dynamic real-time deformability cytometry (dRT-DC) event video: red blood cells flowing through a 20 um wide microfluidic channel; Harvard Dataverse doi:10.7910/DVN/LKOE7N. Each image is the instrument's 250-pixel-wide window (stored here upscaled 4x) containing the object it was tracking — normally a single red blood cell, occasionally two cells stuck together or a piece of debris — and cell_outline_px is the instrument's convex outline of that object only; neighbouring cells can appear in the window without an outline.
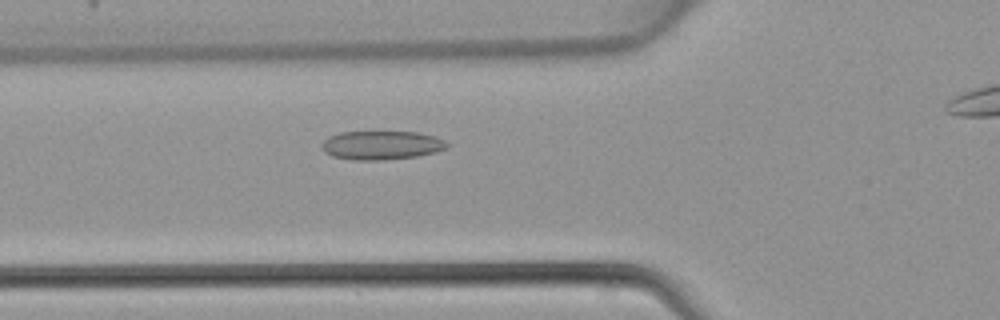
{"species": "common noctule bat (a hibernating species)", "species_latin": "Nyctalus noctula", "temperature_condition": "warm", "stored_images_in_passage": 39, "camera_frame_rate_fps": 3000, "um_per_image_px": 0.085, "animal": {"sex": "female", "body_mass_g": 22.7, "forearm_length_mm": 54.2}, "frame": {"image": 1, "passage_image": 15, "time_ms": 4.667, "image_size_px": [1000, 320], "cell_outline_px": [[448, 148], [436, 152], [416, 156], [384, 160], [352, 160], [332, 156], [324, 152], [320, 144], [328, 136], [340, 132], [416, 132], [436, 136], [444, 140], [448, 144]], "centroid_in_image_um": [32.41, 12.34], "position_along_channel_um": 93.4, "area_um2": 21.15}}
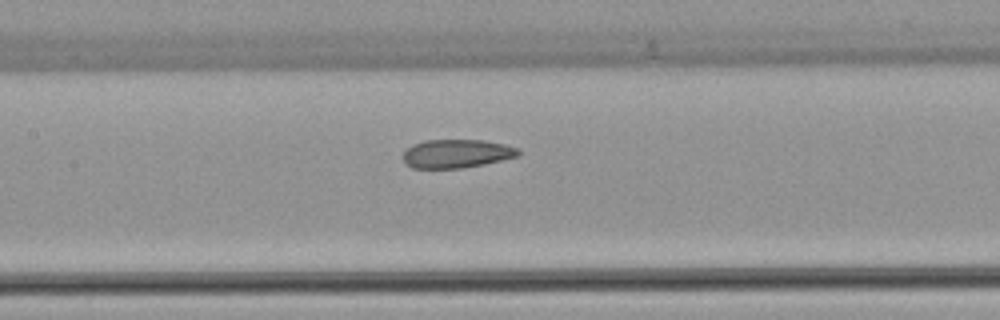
{"frame": {"image": 2, "passage_image": 20, "time_ms": 6.333, "image_size_px": [1000, 320], "cell_outline_px": [[520, 156], [484, 164], [460, 168], [412, 168], [404, 164], [404, 152], [412, 144], [424, 140], [484, 140], [504, 144], [520, 148]], "centroid_in_image_um": [38.83, 13.05], "position_along_channel_um": 168.6, "area_um2": 19.31}}
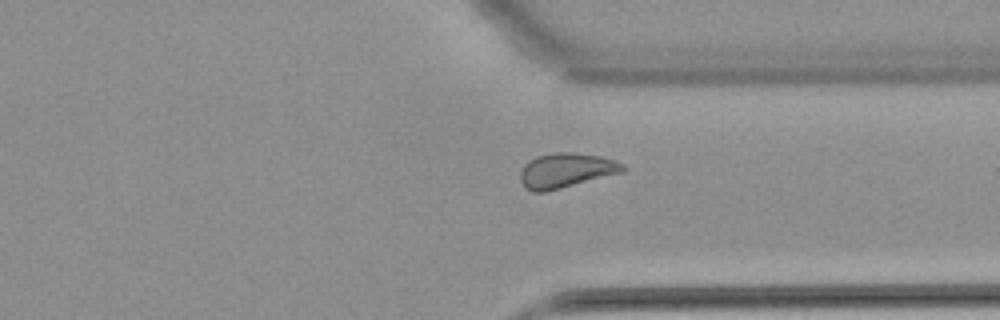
{"frame": {"image": 3, "passage_image": 33, "time_ms": 10.667, "image_size_px": [1000, 320], "cell_outline_px": [[628, 168], [624, 172], [544, 192], [532, 192], [520, 180], [520, 172], [524, 164], [528, 160], [536, 156], [556, 152], [572, 152], [600, 156], [616, 160], [624, 164]], "centroid_in_image_um": [48.14, 14.47], "position_along_channel_um": 363.3, "area_um2": 20.81}}